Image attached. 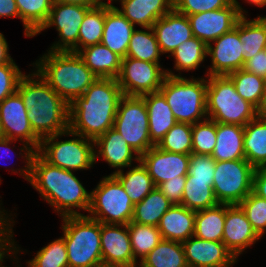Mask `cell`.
<instances>
[{"mask_svg":"<svg viewBox=\"0 0 266 267\" xmlns=\"http://www.w3.org/2000/svg\"><path fill=\"white\" fill-rule=\"evenodd\" d=\"M122 96L117 79L98 78L69 104V130L95 141L113 128Z\"/></svg>","mask_w":266,"mask_h":267,"instance_id":"obj_1","label":"cell"},{"mask_svg":"<svg viewBox=\"0 0 266 267\" xmlns=\"http://www.w3.org/2000/svg\"><path fill=\"white\" fill-rule=\"evenodd\" d=\"M28 182L61 218L85 216L77 209L89 211L91 192L85 189L74 171L49 164L37 152L31 160Z\"/></svg>","mask_w":266,"mask_h":267,"instance_id":"obj_2","label":"cell"},{"mask_svg":"<svg viewBox=\"0 0 266 267\" xmlns=\"http://www.w3.org/2000/svg\"><path fill=\"white\" fill-rule=\"evenodd\" d=\"M17 92L27 109L30 126L40 140L69 130V104L36 70L22 76Z\"/></svg>","mask_w":266,"mask_h":267,"instance_id":"obj_3","label":"cell"},{"mask_svg":"<svg viewBox=\"0 0 266 267\" xmlns=\"http://www.w3.org/2000/svg\"><path fill=\"white\" fill-rule=\"evenodd\" d=\"M32 65L48 85L68 104L81 97L98 79L78 53L71 51L49 50Z\"/></svg>","mask_w":266,"mask_h":267,"instance_id":"obj_4","label":"cell"},{"mask_svg":"<svg viewBox=\"0 0 266 267\" xmlns=\"http://www.w3.org/2000/svg\"><path fill=\"white\" fill-rule=\"evenodd\" d=\"M159 92L177 122L195 124L207 119V79L167 75Z\"/></svg>","mask_w":266,"mask_h":267,"instance_id":"obj_5","label":"cell"},{"mask_svg":"<svg viewBox=\"0 0 266 267\" xmlns=\"http://www.w3.org/2000/svg\"><path fill=\"white\" fill-rule=\"evenodd\" d=\"M69 267H95L102 264L101 223L85 216L62 217Z\"/></svg>","mask_w":266,"mask_h":267,"instance_id":"obj_6","label":"cell"},{"mask_svg":"<svg viewBox=\"0 0 266 267\" xmlns=\"http://www.w3.org/2000/svg\"><path fill=\"white\" fill-rule=\"evenodd\" d=\"M207 78V118L218 123L246 126L257 117V108L236 92L227 75Z\"/></svg>","mask_w":266,"mask_h":267,"instance_id":"obj_7","label":"cell"},{"mask_svg":"<svg viewBox=\"0 0 266 267\" xmlns=\"http://www.w3.org/2000/svg\"><path fill=\"white\" fill-rule=\"evenodd\" d=\"M0 122L4 138L22 142L19 157L24 158L26 166L19 169L12 168V172L19 173L29 181L31 160L39 149L41 140L34 134L30 126L27 109L17 91L0 103Z\"/></svg>","mask_w":266,"mask_h":267,"instance_id":"obj_8","label":"cell"},{"mask_svg":"<svg viewBox=\"0 0 266 267\" xmlns=\"http://www.w3.org/2000/svg\"><path fill=\"white\" fill-rule=\"evenodd\" d=\"M65 135L73 138L59 140V137ZM94 149L93 140L67 130L42 139L36 152L49 164L75 172L93 167L95 164Z\"/></svg>","mask_w":266,"mask_h":267,"instance_id":"obj_9","label":"cell"},{"mask_svg":"<svg viewBox=\"0 0 266 267\" xmlns=\"http://www.w3.org/2000/svg\"><path fill=\"white\" fill-rule=\"evenodd\" d=\"M134 204L112 175L104 176L91 191V204L87 214L100 223L127 225L133 217Z\"/></svg>","mask_w":266,"mask_h":267,"instance_id":"obj_10","label":"cell"},{"mask_svg":"<svg viewBox=\"0 0 266 267\" xmlns=\"http://www.w3.org/2000/svg\"><path fill=\"white\" fill-rule=\"evenodd\" d=\"M113 128L139 156L155 145L150 139L148 111L142 96L121 97Z\"/></svg>","mask_w":266,"mask_h":267,"instance_id":"obj_11","label":"cell"},{"mask_svg":"<svg viewBox=\"0 0 266 267\" xmlns=\"http://www.w3.org/2000/svg\"><path fill=\"white\" fill-rule=\"evenodd\" d=\"M254 170L246 159L215 161L213 191L218 203L238 205L252 192Z\"/></svg>","mask_w":266,"mask_h":267,"instance_id":"obj_12","label":"cell"},{"mask_svg":"<svg viewBox=\"0 0 266 267\" xmlns=\"http://www.w3.org/2000/svg\"><path fill=\"white\" fill-rule=\"evenodd\" d=\"M167 73L160 63L126 57L121 61L117 82L123 95L142 96L158 92Z\"/></svg>","mask_w":266,"mask_h":267,"instance_id":"obj_13","label":"cell"},{"mask_svg":"<svg viewBox=\"0 0 266 267\" xmlns=\"http://www.w3.org/2000/svg\"><path fill=\"white\" fill-rule=\"evenodd\" d=\"M90 8L79 4H52L46 22L34 36L53 26L58 31L59 40L54 42L49 50L77 53L79 28Z\"/></svg>","mask_w":266,"mask_h":267,"instance_id":"obj_14","label":"cell"},{"mask_svg":"<svg viewBox=\"0 0 266 267\" xmlns=\"http://www.w3.org/2000/svg\"><path fill=\"white\" fill-rule=\"evenodd\" d=\"M246 13L248 12L242 8L237 0H232V3L226 8L201 12L187 17L191 24L193 36L208 45L232 30L242 16H247Z\"/></svg>","mask_w":266,"mask_h":267,"instance_id":"obj_15","label":"cell"},{"mask_svg":"<svg viewBox=\"0 0 266 267\" xmlns=\"http://www.w3.org/2000/svg\"><path fill=\"white\" fill-rule=\"evenodd\" d=\"M215 45L213 47V45ZM243 42L239 38V20L236 26L210 42L207 47V56H210L211 65L206 76L228 75L243 69Z\"/></svg>","mask_w":266,"mask_h":267,"instance_id":"obj_16","label":"cell"},{"mask_svg":"<svg viewBox=\"0 0 266 267\" xmlns=\"http://www.w3.org/2000/svg\"><path fill=\"white\" fill-rule=\"evenodd\" d=\"M101 253L103 264L139 266L132 252L128 225L101 223Z\"/></svg>","mask_w":266,"mask_h":267,"instance_id":"obj_17","label":"cell"},{"mask_svg":"<svg viewBox=\"0 0 266 267\" xmlns=\"http://www.w3.org/2000/svg\"><path fill=\"white\" fill-rule=\"evenodd\" d=\"M190 155L161 150L156 145L140 156V162L147 169L155 187L169 179H179L188 172Z\"/></svg>","mask_w":266,"mask_h":267,"instance_id":"obj_18","label":"cell"},{"mask_svg":"<svg viewBox=\"0 0 266 267\" xmlns=\"http://www.w3.org/2000/svg\"><path fill=\"white\" fill-rule=\"evenodd\" d=\"M181 244L188 267H232L237 262L223 242L192 236Z\"/></svg>","mask_w":266,"mask_h":267,"instance_id":"obj_19","label":"cell"},{"mask_svg":"<svg viewBox=\"0 0 266 267\" xmlns=\"http://www.w3.org/2000/svg\"><path fill=\"white\" fill-rule=\"evenodd\" d=\"M261 238L257 235L239 205L225 204V223L222 242L238 260V256Z\"/></svg>","mask_w":266,"mask_h":267,"instance_id":"obj_20","label":"cell"},{"mask_svg":"<svg viewBox=\"0 0 266 267\" xmlns=\"http://www.w3.org/2000/svg\"><path fill=\"white\" fill-rule=\"evenodd\" d=\"M152 29L162 55L168 53V57L181 43L193 37L188 17L174 9L159 18Z\"/></svg>","mask_w":266,"mask_h":267,"instance_id":"obj_21","label":"cell"},{"mask_svg":"<svg viewBox=\"0 0 266 267\" xmlns=\"http://www.w3.org/2000/svg\"><path fill=\"white\" fill-rule=\"evenodd\" d=\"M95 163L99 156L112 168L116 173L124 168L130 167L134 162H139L140 156L133 151L114 128H110L106 133L94 141ZM117 169V170H116Z\"/></svg>","mask_w":266,"mask_h":267,"instance_id":"obj_22","label":"cell"},{"mask_svg":"<svg viewBox=\"0 0 266 267\" xmlns=\"http://www.w3.org/2000/svg\"><path fill=\"white\" fill-rule=\"evenodd\" d=\"M135 26L116 7H106L101 43L122 59L126 58Z\"/></svg>","mask_w":266,"mask_h":267,"instance_id":"obj_23","label":"cell"},{"mask_svg":"<svg viewBox=\"0 0 266 267\" xmlns=\"http://www.w3.org/2000/svg\"><path fill=\"white\" fill-rule=\"evenodd\" d=\"M116 7L135 27L149 28L174 9V0H121Z\"/></svg>","mask_w":266,"mask_h":267,"instance_id":"obj_24","label":"cell"},{"mask_svg":"<svg viewBox=\"0 0 266 267\" xmlns=\"http://www.w3.org/2000/svg\"><path fill=\"white\" fill-rule=\"evenodd\" d=\"M196 211L172 205L161 217L158 229L162 239L183 242L194 236Z\"/></svg>","mask_w":266,"mask_h":267,"instance_id":"obj_25","label":"cell"},{"mask_svg":"<svg viewBox=\"0 0 266 267\" xmlns=\"http://www.w3.org/2000/svg\"><path fill=\"white\" fill-rule=\"evenodd\" d=\"M142 97L148 111L150 139L157 145L177 121L165 97L159 91Z\"/></svg>","mask_w":266,"mask_h":267,"instance_id":"obj_26","label":"cell"},{"mask_svg":"<svg viewBox=\"0 0 266 267\" xmlns=\"http://www.w3.org/2000/svg\"><path fill=\"white\" fill-rule=\"evenodd\" d=\"M217 141L212 158L215 161L245 159L244 126L216 122Z\"/></svg>","mask_w":266,"mask_h":267,"instance_id":"obj_27","label":"cell"},{"mask_svg":"<svg viewBox=\"0 0 266 267\" xmlns=\"http://www.w3.org/2000/svg\"><path fill=\"white\" fill-rule=\"evenodd\" d=\"M78 55L98 78L116 79L120 73L122 58L102 43L79 50Z\"/></svg>","mask_w":266,"mask_h":267,"instance_id":"obj_28","label":"cell"},{"mask_svg":"<svg viewBox=\"0 0 266 267\" xmlns=\"http://www.w3.org/2000/svg\"><path fill=\"white\" fill-rule=\"evenodd\" d=\"M207 47L206 43L195 36L185 40L171 53L175 60L174 69L179 73L175 74L171 69H165L167 75L182 77V71L189 72L198 69L207 57Z\"/></svg>","mask_w":266,"mask_h":267,"instance_id":"obj_29","label":"cell"},{"mask_svg":"<svg viewBox=\"0 0 266 267\" xmlns=\"http://www.w3.org/2000/svg\"><path fill=\"white\" fill-rule=\"evenodd\" d=\"M245 159L254 167H266V121L259 118L244 126Z\"/></svg>","mask_w":266,"mask_h":267,"instance_id":"obj_30","label":"cell"},{"mask_svg":"<svg viewBox=\"0 0 266 267\" xmlns=\"http://www.w3.org/2000/svg\"><path fill=\"white\" fill-rule=\"evenodd\" d=\"M173 204L155 187L143 200L134 205L132 222L158 227L161 217Z\"/></svg>","mask_w":266,"mask_h":267,"instance_id":"obj_31","label":"cell"},{"mask_svg":"<svg viewBox=\"0 0 266 267\" xmlns=\"http://www.w3.org/2000/svg\"><path fill=\"white\" fill-rule=\"evenodd\" d=\"M138 163L137 166H130V169L126 173L123 170L112 173L121 183L134 205L141 202L155 188L147 169L140 161Z\"/></svg>","mask_w":266,"mask_h":267,"instance_id":"obj_32","label":"cell"},{"mask_svg":"<svg viewBox=\"0 0 266 267\" xmlns=\"http://www.w3.org/2000/svg\"><path fill=\"white\" fill-rule=\"evenodd\" d=\"M239 38L243 42V62L264 50L266 45V16L247 20V16L239 19Z\"/></svg>","mask_w":266,"mask_h":267,"instance_id":"obj_33","label":"cell"},{"mask_svg":"<svg viewBox=\"0 0 266 267\" xmlns=\"http://www.w3.org/2000/svg\"><path fill=\"white\" fill-rule=\"evenodd\" d=\"M225 204L196 211L194 236L202 240L222 242Z\"/></svg>","mask_w":266,"mask_h":267,"instance_id":"obj_34","label":"cell"},{"mask_svg":"<svg viewBox=\"0 0 266 267\" xmlns=\"http://www.w3.org/2000/svg\"><path fill=\"white\" fill-rule=\"evenodd\" d=\"M138 267H188L181 242L162 239Z\"/></svg>","mask_w":266,"mask_h":267,"instance_id":"obj_35","label":"cell"},{"mask_svg":"<svg viewBox=\"0 0 266 267\" xmlns=\"http://www.w3.org/2000/svg\"><path fill=\"white\" fill-rule=\"evenodd\" d=\"M20 19L24 26V36L34 37V34L46 22L52 9L51 0H15Z\"/></svg>","mask_w":266,"mask_h":267,"instance_id":"obj_36","label":"cell"},{"mask_svg":"<svg viewBox=\"0 0 266 267\" xmlns=\"http://www.w3.org/2000/svg\"><path fill=\"white\" fill-rule=\"evenodd\" d=\"M135 29L129 42L126 57L160 63L161 51L152 27Z\"/></svg>","mask_w":266,"mask_h":267,"instance_id":"obj_37","label":"cell"},{"mask_svg":"<svg viewBox=\"0 0 266 267\" xmlns=\"http://www.w3.org/2000/svg\"><path fill=\"white\" fill-rule=\"evenodd\" d=\"M218 204L213 191V181L186 180L181 205L199 211Z\"/></svg>","mask_w":266,"mask_h":267,"instance_id":"obj_38","label":"cell"},{"mask_svg":"<svg viewBox=\"0 0 266 267\" xmlns=\"http://www.w3.org/2000/svg\"><path fill=\"white\" fill-rule=\"evenodd\" d=\"M105 14V6H94L87 11L79 28L78 51L101 43Z\"/></svg>","mask_w":266,"mask_h":267,"instance_id":"obj_39","label":"cell"},{"mask_svg":"<svg viewBox=\"0 0 266 267\" xmlns=\"http://www.w3.org/2000/svg\"><path fill=\"white\" fill-rule=\"evenodd\" d=\"M131 248L134 258L139 262L162 240L158 227L142 225L130 221L128 224Z\"/></svg>","mask_w":266,"mask_h":267,"instance_id":"obj_40","label":"cell"},{"mask_svg":"<svg viewBox=\"0 0 266 267\" xmlns=\"http://www.w3.org/2000/svg\"><path fill=\"white\" fill-rule=\"evenodd\" d=\"M235 85L236 92L241 98L249 101L256 108L260 105L266 91V79L239 69L227 75Z\"/></svg>","mask_w":266,"mask_h":267,"instance_id":"obj_41","label":"cell"},{"mask_svg":"<svg viewBox=\"0 0 266 267\" xmlns=\"http://www.w3.org/2000/svg\"><path fill=\"white\" fill-rule=\"evenodd\" d=\"M156 146L168 152L192 154V125L177 122Z\"/></svg>","mask_w":266,"mask_h":267,"instance_id":"obj_42","label":"cell"},{"mask_svg":"<svg viewBox=\"0 0 266 267\" xmlns=\"http://www.w3.org/2000/svg\"><path fill=\"white\" fill-rule=\"evenodd\" d=\"M35 254L26 262L28 267H69L67 248L62 237L49 242Z\"/></svg>","mask_w":266,"mask_h":267,"instance_id":"obj_43","label":"cell"},{"mask_svg":"<svg viewBox=\"0 0 266 267\" xmlns=\"http://www.w3.org/2000/svg\"><path fill=\"white\" fill-rule=\"evenodd\" d=\"M216 141L215 121L207 118L192 125V153L211 155Z\"/></svg>","mask_w":266,"mask_h":267,"instance_id":"obj_44","label":"cell"},{"mask_svg":"<svg viewBox=\"0 0 266 267\" xmlns=\"http://www.w3.org/2000/svg\"><path fill=\"white\" fill-rule=\"evenodd\" d=\"M257 235L266 233V199L250 192L239 204Z\"/></svg>","mask_w":266,"mask_h":267,"instance_id":"obj_45","label":"cell"},{"mask_svg":"<svg viewBox=\"0 0 266 267\" xmlns=\"http://www.w3.org/2000/svg\"><path fill=\"white\" fill-rule=\"evenodd\" d=\"M6 212L7 211H0V267H4L2 266V263L5 262L4 258H9V256L11 257L12 255L15 256L13 261L16 260L18 263L17 254L22 251L13 238V226L15 225L13 224L15 221L11 218L13 215H9L8 212Z\"/></svg>","mask_w":266,"mask_h":267,"instance_id":"obj_46","label":"cell"},{"mask_svg":"<svg viewBox=\"0 0 266 267\" xmlns=\"http://www.w3.org/2000/svg\"><path fill=\"white\" fill-rule=\"evenodd\" d=\"M215 160L211 155L190 154L186 180L213 181Z\"/></svg>","mask_w":266,"mask_h":267,"instance_id":"obj_47","label":"cell"},{"mask_svg":"<svg viewBox=\"0 0 266 267\" xmlns=\"http://www.w3.org/2000/svg\"><path fill=\"white\" fill-rule=\"evenodd\" d=\"M232 0H174V10L183 15L226 8Z\"/></svg>","mask_w":266,"mask_h":267,"instance_id":"obj_48","label":"cell"},{"mask_svg":"<svg viewBox=\"0 0 266 267\" xmlns=\"http://www.w3.org/2000/svg\"><path fill=\"white\" fill-rule=\"evenodd\" d=\"M23 75L13 59L9 63L0 65V103L17 91Z\"/></svg>","mask_w":266,"mask_h":267,"instance_id":"obj_49","label":"cell"},{"mask_svg":"<svg viewBox=\"0 0 266 267\" xmlns=\"http://www.w3.org/2000/svg\"><path fill=\"white\" fill-rule=\"evenodd\" d=\"M185 182L186 176H179V179H169L161 183L158 188L173 205H181Z\"/></svg>","mask_w":266,"mask_h":267,"instance_id":"obj_50","label":"cell"},{"mask_svg":"<svg viewBox=\"0 0 266 267\" xmlns=\"http://www.w3.org/2000/svg\"><path fill=\"white\" fill-rule=\"evenodd\" d=\"M243 69L266 79V55L264 50L255 54L251 59L244 63Z\"/></svg>","mask_w":266,"mask_h":267,"instance_id":"obj_51","label":"cell"},{"mask_svg":"<svg viewBox=\"0 0 266 267\" xmlns=\"http://www.w3.org/2000/svg\"><path fill=\"white\" fill-rule=\"evenodd\" d=\"M252 192L257 196L266 199V167L255 168Z\"/></svg>","mask_w":266,"mask_h":267,"instance_id":"obj_52","label":"cell"},{"mask_svg":"<svg viewBox=\"0 0 266 267\" xmlns=\"http://www.w3.org/2000/svg\"><path fill=\"white\" fill-rule=\"evenodd\" d=\"M0 17H14L20 19L15 0H0Z\"/></svg>","mask_w":266,"mask_h":267,"instance_id":"obj_53","label":"cell"},{"mask_svg":"<svg viewBox=\"0 0 266 267\" xmlns=\"http://www.w3.org/2000/svg\"><path fill=\"white\" fill-rule=\"evenodd\" d=\"M12 57L9 54V45L4 35L0 32V65L9 63Z\"/></svg>","mask_w":266,"mask_h":267,"instance_id":"obj_54","label":"cell"},{"mask_svg":"<svg viewBox=\"0 0 266 267\" xmlns=\"http://www.w3.org/2000/svg\"><path fill=\"white\" fill-rule=\"evenodd\" d=\"M53 4H79L83 6L94 7L93 0H51Z\"/></svg>","mask_w":266,"mask_h":267,"instance_id":"obj_55","label":"cell"},{"mask_svg":"<svg viewBox=\"0 0 266 267\" xmlns=\"http://www.w3.org/2000/svg\"><path fill=\"white\" fill-rule=\"evenodd\" d=\"M14 141L16 142V140H12V139H8V138L0 139V154L2 155V157L5 156V155L6 156H9V154H10V148H11L10 145ZM10 159H11V157H10Z\"/></svg>","mask_w":266,"mask_h":267,"instance_id":"obj_56","label":"cell"},{"mask_svg":"<svg viewBox=\"0 0 266 267\" xmlns=\"http://www.w3.org/2000/svg\"><path fill=\"white\" fill-rule=\"evenodd\" d=\"M257 118L266 121V91L263 94L260 105L257 107Z\"/></svg>","mask_w":266,"mask_h":267,"instance_id":"obj_57","label":"cell"},{"mask_svg":"<svg viewBox=\"0 0 266 267\" xmlns=\"http://www.w3.org/2000/svg\"><path fill=\"white\" fill-rule=\"evenodd\" d=\"M103 1L104 0H93V3L95 4V6L116 7L113 5L114 4L113 2L114 1L120 2L121 0H107L108 2H106V1L103 2Z\"/></svg>","mask_w":266,"mask_h":267,"instance_id":"obj_58","label":"cell"},{"mask_svg":"<svg viewBox=\"0 0 266 267\" xmlns=\"http://www.w3.org/2000/svg\"><path fill=\"white\" fill-rule=\"evenodd\" d=\"M245 2L258 6L259 8L266 7V0H245Z\"/></svg>","mask_w":266,"mask_h":267,"instance_id":"obj_59","label":"cell"},{"mask_svg":"<svg viewBox=\"0 0 266 267\" xmlns=\"http://www.w3.org/2000/svg\"><path fill=\"white\" fill-rule=\"evenodd\" d=\"M95 267H119V266H113V265H109V264H99V265H97V266H95Z\"/></svg>","mask_w":266,"mask_h":267,"instance_id":"obj_60","label":"cell"},{"mask_svg":"<svg viewBox=\"0 0 266 267\" xmlns=\"http://www.w3.org/2000/svg\"><path fill=\"white\" fill-rule=\"evenodd\" d=\"M3 138H4V133H3L1 122H0V139H3Z\"/></svg>","mask_w":266,"mask_h":267,"instance_id":"obj_61","label":"cell"},{"mask_svg":"<svg viewBox=\"0 0 266 267\" xmlns=\"http://www.w3.org/2000/svg\"><path fill=\"white\" fill-rule=\"evenodd\" d=\"M0 184H1V178H0ZM0 203H1V202H0ZM1 206H2V205L0 204V208H1ZM0 211H3V212H5L6 210H4V209H3V210H2V209H0Z\"/></svg>","mask_w":266,"mask_h":267,"instance_id":"obj_62","label":"cell"}]
</instances>
